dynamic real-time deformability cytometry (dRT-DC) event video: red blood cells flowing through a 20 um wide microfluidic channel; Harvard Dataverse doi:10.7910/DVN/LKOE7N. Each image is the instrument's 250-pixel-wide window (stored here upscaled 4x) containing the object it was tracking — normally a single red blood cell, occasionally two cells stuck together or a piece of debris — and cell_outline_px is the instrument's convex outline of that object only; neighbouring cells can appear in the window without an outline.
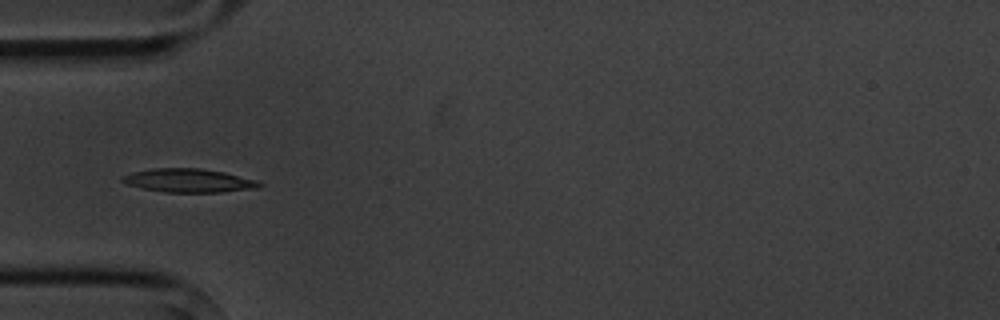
{"species": "common noctule bat (a hibernating species)", "species_latin": "Nyctalus noctula", "temperature_condition": "cold", "stored_images_in_passage": 8, "camera_frame_rate_fps": 3000, "um_per_image_px": 0.085, "animal": {"sex": "male", "body_mass_g": 20.1, "forearm_length_mm": 53.5}, "frame": {"image": 1, "passage_image": 4, "time_ms": 4.333, "image_size_px": [1000, 320], "cell_outline_px": [[264, 184], [256, 188], [220, 192], [164, 192], [144, 188], [128, 184], [120, 180], [120, 176], [132, 172], [152, 168], [200, 168], [224, 172], [256, 180]], "centroid_in_image_um": [16.02, 15.33], "position_along_channel_um": 69.0, "area_um2": 18.73}}
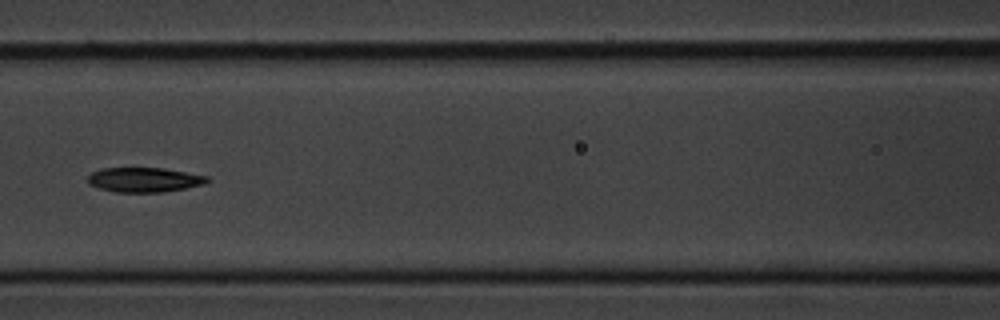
{"frame": {"image": 2, "passage_image": 6, "time_ms": 6.667, "image_size_px": [1000, 320], "cell_outline_px": [[212, 180], [204, 184], [164, 192], [116, 192], [100, 188], [88, 184], [88, 176], [92, 172], [100, 168], [164, 168], [208, 176]], "centroid_in_image_um": [12.27, 15.27], "position_along_channel_um": 154.3, "area_um2": 17.17}}
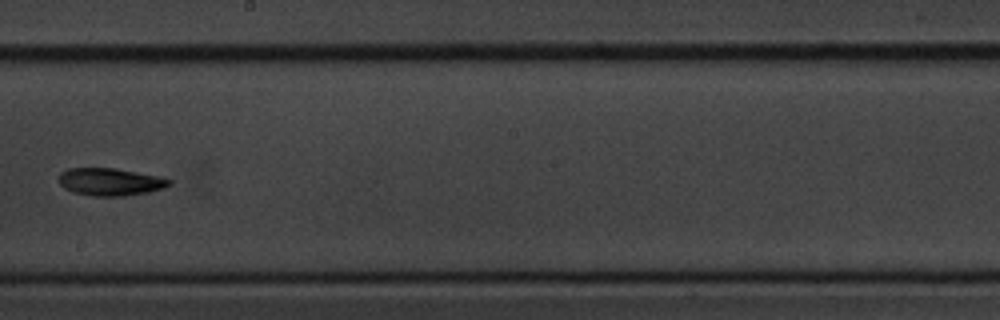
{"frame": {"image": 3, "passage_image": 8, "time_ms": 9.0, "image_size_px": [1000, 320], "cell_outline_px": [[172, 184], [164, 188], [148, 192], [124, 196], [92, 196], [72, 192], [64, 188], [60, 184], [60, 172], [68, 168], [116, 168], [160, 176], [172, 180]], "centroid_in_image_um": [9.39, 15.45], "position_along_channel_um": 238.8, "area_um2": 17.86}}